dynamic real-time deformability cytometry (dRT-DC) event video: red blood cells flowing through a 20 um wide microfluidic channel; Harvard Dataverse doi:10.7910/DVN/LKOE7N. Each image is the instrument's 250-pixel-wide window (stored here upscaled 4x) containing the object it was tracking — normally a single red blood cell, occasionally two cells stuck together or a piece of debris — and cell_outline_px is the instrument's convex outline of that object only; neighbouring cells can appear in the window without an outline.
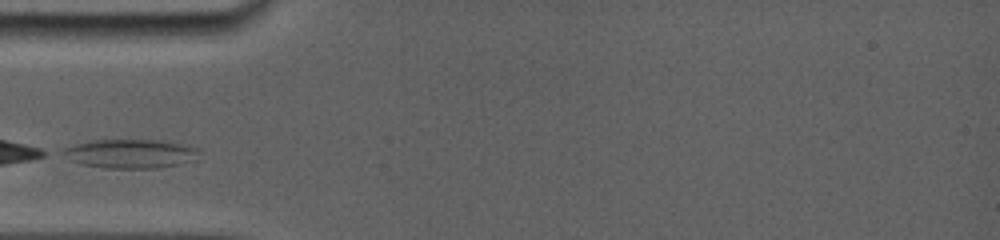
{"species": "common noctule bat (a hibernating species)", "species_latin": "Nyctalus noctula", "temperature_condition": "room temperature", "stored_images_in_passage": 2, "camera_frame_rate_fps": 5000, "um_per_image_px": 0.085, "animal": {"sex": "female", "body_mass_g": 19.0, "forearm_length_mm": 56.7}, "frame": {"image": 1, "passage_image": 1, "time_ms": 0.0, "image_size_px": [1000, 240], "cell_outline_px": [[200, 152], [196, 160], [180, 164], [160, 168], [104, 168], [80, 164], [68, 160], [60, 152], [64, 148], [72, 144], [92, 140], [160, 140], [200, 148]], "centroid_in_image_um": [11.06, 13.07], "position_along_channel_um": 73.9, "area_um2": 23.35}}